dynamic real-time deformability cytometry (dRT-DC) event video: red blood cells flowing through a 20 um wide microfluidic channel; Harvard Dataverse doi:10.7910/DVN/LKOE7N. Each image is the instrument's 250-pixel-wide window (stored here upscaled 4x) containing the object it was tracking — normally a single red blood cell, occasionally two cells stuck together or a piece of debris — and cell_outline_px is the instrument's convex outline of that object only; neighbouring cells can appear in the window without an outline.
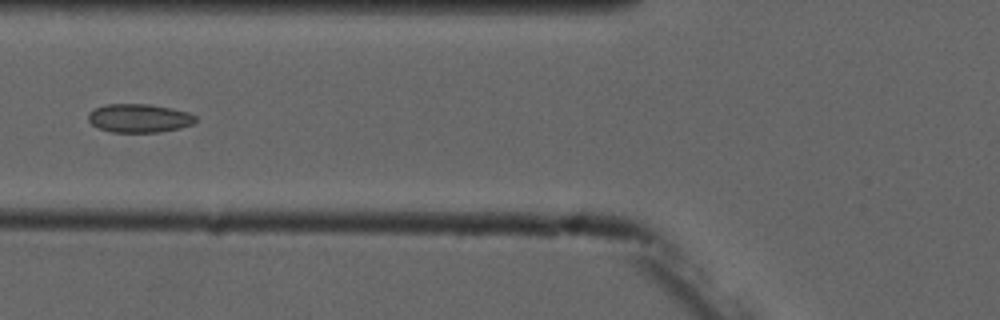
{"species": "common noctule bat (a hibernating species)", "species_latin": "Nyctalus noctula", "temperature_condition": "cold", "stored_images_in_passage": 6, "camera_frame_rate_fps": 3000, "um_per_image_px": 0.085, "animal": {"sex": "male", "forearm_length_mm": 52.5}, "frame": {"image": 1, "passage_image": 6, "time_ms": 5.667, "image_size_px": [1000, 320], "cell_outline_px": [[196, 120], [192, 124], [180, 128], [160, 132], [112, 132], [96, 128], [88, 120], [88, 112], [96, 108], [108, 104], [148, 104], [172, 108], [188, 112], [196, 116]], "centroid_in_image_um": [11.82, 10.05], "position_along_channel_um": 114.0, "area_um2": 17.92}}